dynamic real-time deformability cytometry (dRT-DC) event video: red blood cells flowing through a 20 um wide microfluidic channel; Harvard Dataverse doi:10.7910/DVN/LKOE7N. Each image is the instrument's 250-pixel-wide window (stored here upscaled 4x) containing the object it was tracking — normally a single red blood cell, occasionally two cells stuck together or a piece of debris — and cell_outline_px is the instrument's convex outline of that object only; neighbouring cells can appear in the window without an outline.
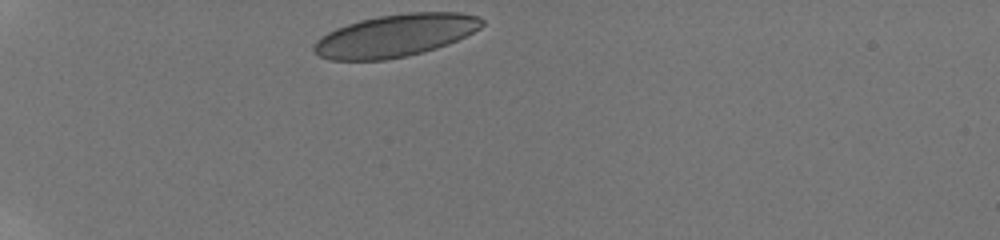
{"species": "human", "species_latin": "Homo sapiens", "temperature_condition": "room temperature", "stored_images_in_passage": 42, "camera_frame_rate_fps": 3000, "um_per_image_px": 0.085, "donor": {"sex": "male"}, "frame": {"image": 1, "passage_image": 1, "time_ms": 0.0, "image_size_px": [1000, 240], "cell_outline_px": [[484, 24], [480, 28], [448, 44], [424, 52], [408, 56], [384, 60], [328, 60], [320, 56], [312, 48], [316, 40], [328, 32], [336, 28], [360, 20], [380, 16], [408, 12], [460, 12], [476, 16], [484, 20]], "centroid_in_image_um": [33.6, 3.02], "position_along_channel_um": 51.4, "area_um2": 41.44}}
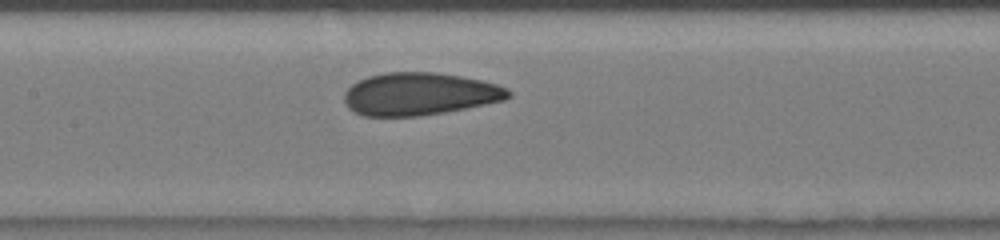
{"frame": {"image": 2, "passage_image": 13, "time_ms": 4.0, "image_size_px": [1000, 240], "cell_outline_px": [[512, 96], [504, 100], [444, 112], [420, 116], [364, 116], [348, 108], [344, 100], [344, 92], [352, 84], [368, 76], [384, 72], [436, 72], [460, 76], [480, 80], [496, 84], [508, 88], [512, 92]], "centroid_in_image_um": [35.66, 7.98], "position_along_channel_um": 171.7, "area_um2": 40.69}}
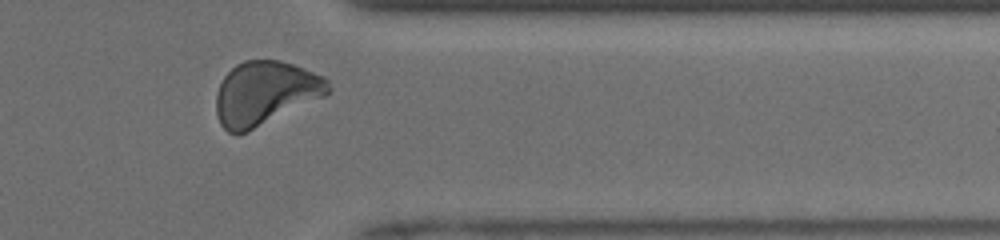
{"frame": {"image": 3, "passage_image": 37, "time_ms": 9.333, "image_size_px": [1000, 240], "cell_outline_px": [[332, 88], [324, 96], [248, 132], [228, 132], [220, 124], [216, 112], [216, 96], [220, 84], [224, 76], [236, 64], [244, 60], [280, 60], [292, 64], [324, 76], [328, 80]], "centroid_in_image_um": [22.54, 7.91], "position_along_channel_um": 388.9, "area_um2": 41.38}, "authors_computed_cell_mechanics": {"area_um2": 40.6912, "velocity_mm_per_s": 4.1143, "shape_relaxation_time_tau1_ms": 3.8966, "shape_relaxation_time_tau2_ms": 0.7361, "deformation_change_tau1": 0.1074, "deformation_change_tau2": 0.0342}}